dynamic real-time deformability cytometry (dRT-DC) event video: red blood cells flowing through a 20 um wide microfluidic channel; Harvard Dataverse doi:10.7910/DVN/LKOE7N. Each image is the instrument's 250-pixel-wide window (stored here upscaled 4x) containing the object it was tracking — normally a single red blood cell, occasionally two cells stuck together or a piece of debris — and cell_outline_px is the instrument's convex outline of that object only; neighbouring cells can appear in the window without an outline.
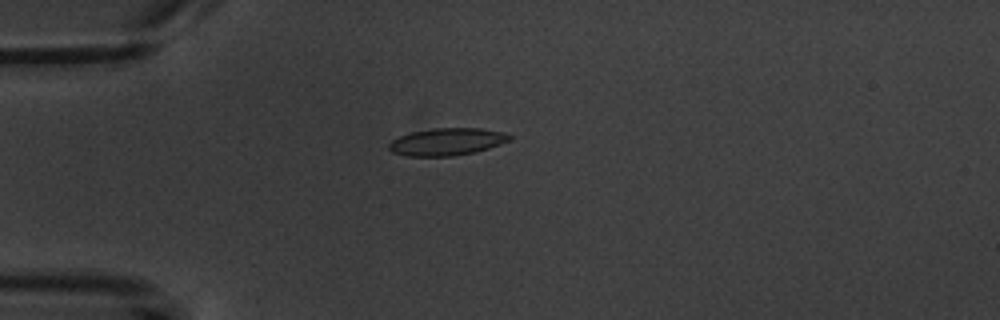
{"species": "common noctule bat (a hibernating species)", "species_latin": "Nyctalus noctula", "temperature_condition": "warm", "stored_images_in_passage": 6, "camera_frame_rate_fps": 3000, "um_per_image_px": 0.085, "animal": {"sex": "male", "body_mass_g": 20.1, "forearm_length_mm": 53.5}, "frame": {"image": 1, "passage_image": 4, "time_ms": 4.333, "image_size_px": [1000, 320], "cell_outline_px": [[512, 136], [508, 140], [500, 144], [476, 152], [452, 156], [408, 156], [392, 152], [388, 148], [388, 144], [392, 140], [400, 136], [412, 132], [436, 128], [480, 128], [504, 132]], "centroid_in_image_um": [37.98, 12.05], "position_along_channel_um": 47.0, "area_um2": 19.07}}
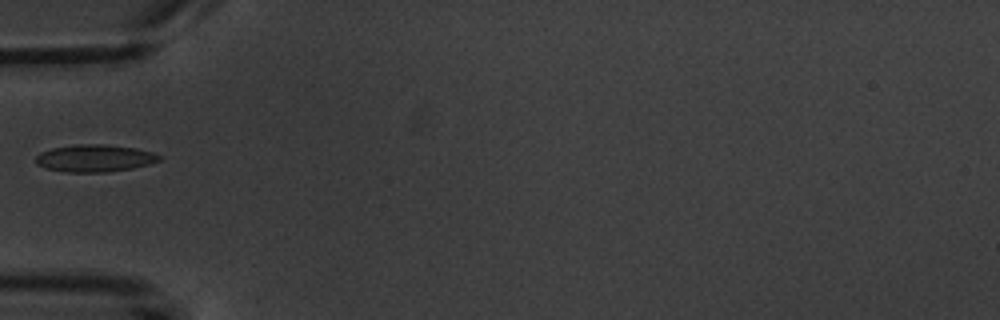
{"frame": {"image": 2, "passage_image": 5, "time_ms": 5.667, "image_size_px": [1000, 320], "cell_outline_px": [[160, 160], [148, 164], [132, 168], [108, 172], [68, 172], [44, 168], [36, 164], [36, 156], [40, 152], [52, 148], [76, 144], [104, 144], [136, 148], [152, 152], [160, 156]], "centroid_in_image_um": [8.02, 13.44], "position_along_channel_um": 77.0, "area_um2": 19.59}}